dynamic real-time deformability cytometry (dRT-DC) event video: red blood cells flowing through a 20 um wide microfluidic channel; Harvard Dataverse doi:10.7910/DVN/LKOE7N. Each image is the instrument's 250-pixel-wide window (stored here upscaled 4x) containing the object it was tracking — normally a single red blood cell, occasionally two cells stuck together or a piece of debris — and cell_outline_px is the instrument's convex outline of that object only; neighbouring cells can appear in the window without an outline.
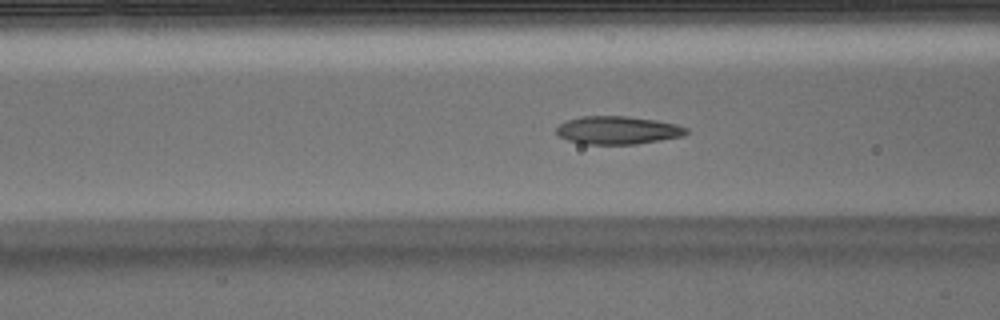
{"species": "Egyptian fruit bat (a non-hibernating species)", "species_latin": "Rousettus aegyptiacus", "temperature_condition": "warm", "stored_images_in_passage": 10, "camera_frame_rate_fps": 3000, "um_per_image_px": 0.085, "animal": {"sex": "male"}, "frame": {"image": 1, "passage_image": 9, "time_ms": 2.667, "image_size_px": [1000, 320], "cell_outline_px": [[688, 132], [684, 136], [636, 144], [584, 144], [568, 140], [560, 136], [556, 132], [556, 128], [560, 124], [568, 120], [584, 116], [624, 116], [656, 120], [676, 124], [688, 128]], "centroid_in_image_um": [52.53, 11.07], "position_along_channel_um": 114.1, "area_um2": 21.1}}